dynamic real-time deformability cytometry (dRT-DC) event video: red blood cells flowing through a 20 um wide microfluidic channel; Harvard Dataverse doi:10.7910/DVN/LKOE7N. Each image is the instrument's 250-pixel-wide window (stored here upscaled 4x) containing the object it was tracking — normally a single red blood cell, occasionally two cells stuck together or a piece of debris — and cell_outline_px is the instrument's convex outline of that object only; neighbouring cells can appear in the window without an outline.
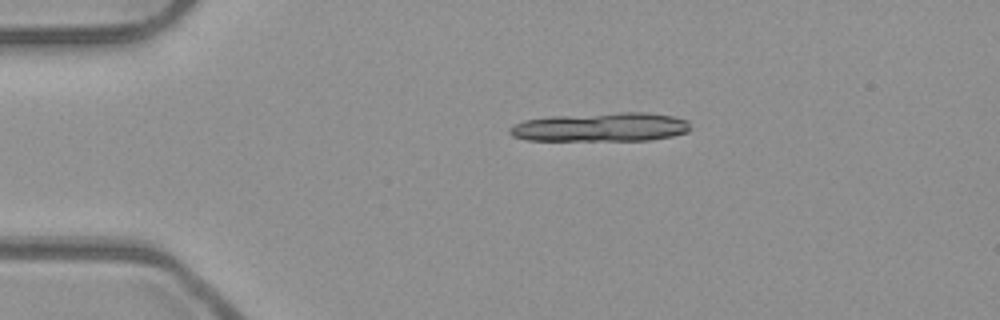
{"species": "common noctule bat (a hibernating species)", "species_latin": "Nyctalus noctula", "temperature_condition": "room temperature", "stored_images_in_passage": 21, "camera_frame_rate_fps": 3000, "um_per_image_px": 0.085, "animal": {"sex": "male", "body_mass_g": 23.1, "forearm_length_mm": 52.7}, "frame": {"image": 1, "passage_image": 10, "time_ms": 3.0, "image_size_px": [1000, 320], "cell_outline_px": [[692, 128], [688, 132], [672, 136], [648, 140], [528, 140], [512, 136], [508, 132], [508, 128], [524, 120], [548, 116], [620, 112], [644, 112], [672, 116], [688, 120]], "centroid_in_image_um": [51.09, 10.8], "position_along_channel_um": 33.9, "area_um2": 30.58}}